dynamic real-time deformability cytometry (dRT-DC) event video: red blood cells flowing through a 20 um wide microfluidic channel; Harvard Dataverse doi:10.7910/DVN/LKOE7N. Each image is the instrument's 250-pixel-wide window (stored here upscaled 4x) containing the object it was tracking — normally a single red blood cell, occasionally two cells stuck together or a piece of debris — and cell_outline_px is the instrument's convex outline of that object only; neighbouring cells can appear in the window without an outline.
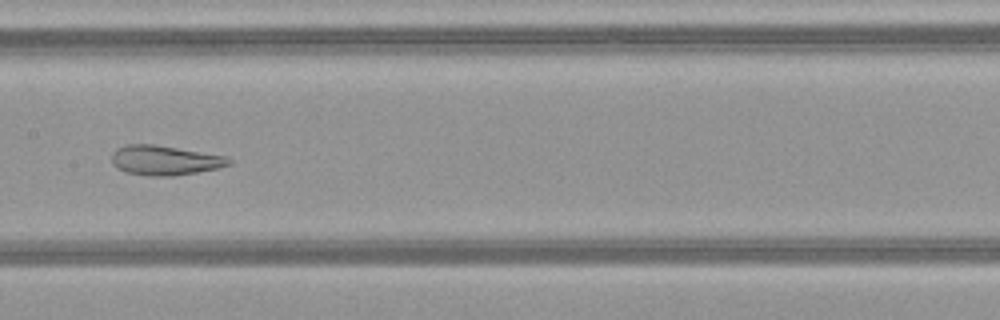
{"species": "common noctule bat (a hibernating species)", "species_latin": "Nyctalus noctula", "temperature_condition": "warm", "stored_images_in_passage": 46, "camera_frame_rate_fps": 3000, "um_per_image_px": 0.085, "animal": {"sex": "female", "body_mass_g": 21.9}, "frame": {"image": 1, "passage_image": 22, "time_ms": 7.0, "image_size_px": [1000, 320], "cell_outline_px": [[232, 164], [220, 168], [172, 176], [148, 176], [128, 172], [116, 168], [112, 164], [112, 152], [116, 148], [124, 144], [152, 144], [224, 156], [232, 160]], "centroid_in_image_um": [13.97, 13.63], "position_along_channel_um": 193.4, "area_um2": 20.17}}
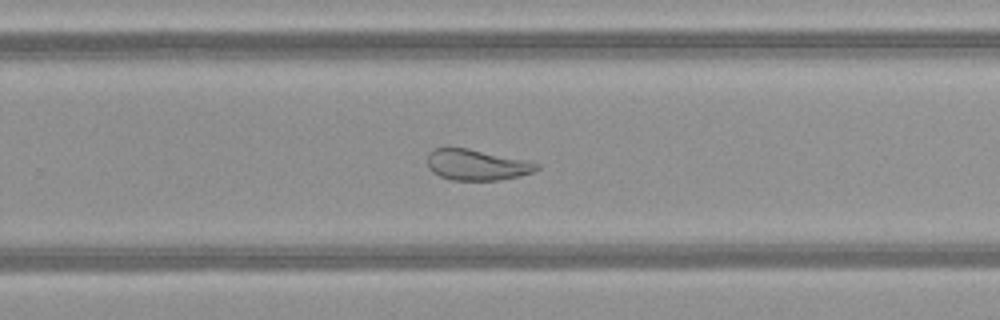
{"frame": {"image": 2, "passage_image": 29, "time_ms": 9.333, "image_size_px": [1000, 320], "cell_outline_px": [[540, 168], [532, 172], [500, 180], [452, 180], [440, 176], [432, 172], [428, 168], [428, 152], [432, 148], [448, 144], [528, 160], [540, 164]], "centroid_in_image_um": [40.45, 13.96], "position_along_channel_um": 289.3, "area_um2": 20.23}}
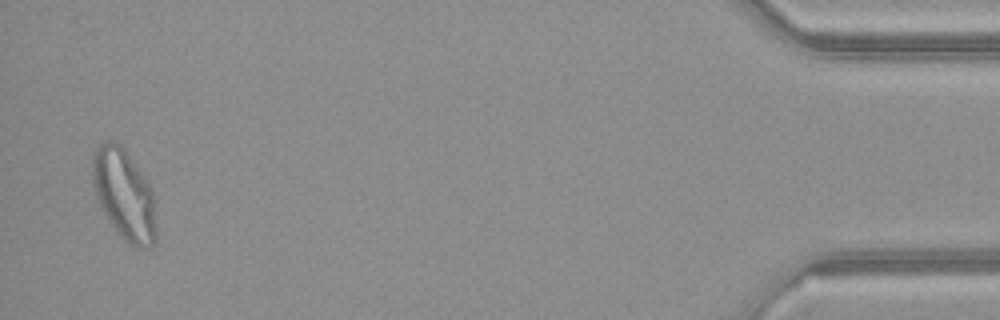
{"frame": {"image": 3, "passage_image": 45, "time_ms": 14.667, "image_size_px": [1000, 320], "cell_outline_px": [[156, 240], [152, 244], [144, 248], [136, 248], [124, 240], [120, 236], [100, 208], [92, 184], [92, 156], [96, 148], [104, 140], [116, 140], [124, 148], [148, 184], [152, 192], [156, 232]], "centroid_in_image_um": [10.51, 16.53], "position_along_channel_um": 424.7, "area_um2": 33.47}, "authors_computed_cell_mechanics": {"area_um2": 27.2238, "velocity_mm_per_s": 4.1419, "shape_relaxation_time_tau1_ms": null, "shape_relaxation_time_tau2_ms": 1.6685, "deformation_change_tau1": null, "deformation_change_tau2": 0.0855}}